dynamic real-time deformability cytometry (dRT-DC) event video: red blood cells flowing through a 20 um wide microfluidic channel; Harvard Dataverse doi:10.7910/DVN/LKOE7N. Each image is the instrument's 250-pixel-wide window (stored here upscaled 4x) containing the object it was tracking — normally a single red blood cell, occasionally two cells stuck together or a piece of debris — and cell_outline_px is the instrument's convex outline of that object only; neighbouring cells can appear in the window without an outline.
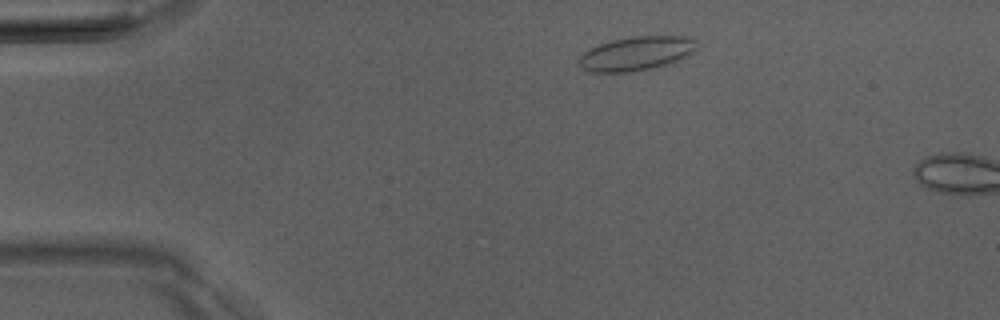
{"species": "Egyptian fruit bat (a non-hibernating species)", "species_latin": "Rousettus aegyptiacus", "temperature_condition": "room temperature", "stored_images_in_passage": 4, "camera_frame_rate_fps": 3000, "um_per_image_px": 0.085, "animal": {"sex": "male"}, "frame": {"image": 1, "passage_image": 4, "time_ms": 4.333, "image_size_px": [1000, 320], "cell_outline_px": [[696, 48], [692, 52], [680, 60], [660, 68], [632, 72], [588, 72], [576, 60], [584, 52], [600, 44], [612, 40], [632, 36], [684, 36], [696, 40]], "centroid_in_image_um": [54.11, 4.56], "position_along_channel_um": 30.9, "area_um2": 23.58}}